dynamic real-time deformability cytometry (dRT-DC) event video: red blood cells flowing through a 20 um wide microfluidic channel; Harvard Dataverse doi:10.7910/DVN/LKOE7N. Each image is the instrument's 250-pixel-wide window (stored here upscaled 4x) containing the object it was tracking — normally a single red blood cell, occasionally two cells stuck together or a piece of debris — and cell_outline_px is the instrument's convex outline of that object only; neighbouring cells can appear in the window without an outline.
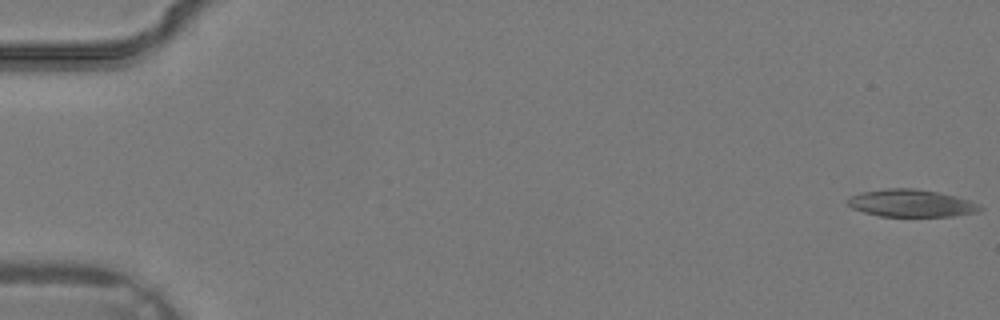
{"species": "common noctule bat (a hibernating species)", "species_latin": "Nyctalus noctula", "temperature_condition": "warm", "stored_images_in_passage": 26, "camera_frame_rate_fps": 3000, "um_per_image_px": 0.085, "animal": {"sex": "male", "body_mass_g": 19.2, "forearm_length_mm": 51.8}, "frame": {"image": 1, "passage_image": 1, "time_ms": 0.0, "image_size_px": [1000, 320], "cell_outline_px": [[984, 208], [980, 212], [952, 216], [880, 216], [864, 212], [852, 208], [848, 204], [848, 196], [860, 192], [888, 188], [912, 188], [936, 192], [956, 196], [980, 204]], "centroid_in_image_um": [77.47, 17.27], "position_along_channel_um": 7.5, "area_um2": 21.15}}
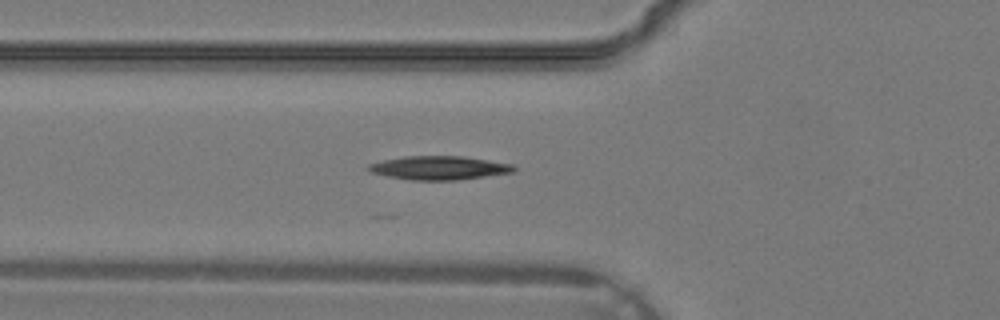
{"frame": {"image": 2, "passage_image": 14, "time_ms": 4.333, "image_size_px": [1000, 320], "cell_outline_px": [[516, 172], [456, 180], [412, 180], [388, 176], [372, 172], [364, 168], [368, 164], [384, 160], [404, 156], [464, 156], [512, 164], [516, 168]], "centroid_in_image_um": [37.33, 14.26], "position_along_channel_um": 88.5, "area_um2": 20.06}}
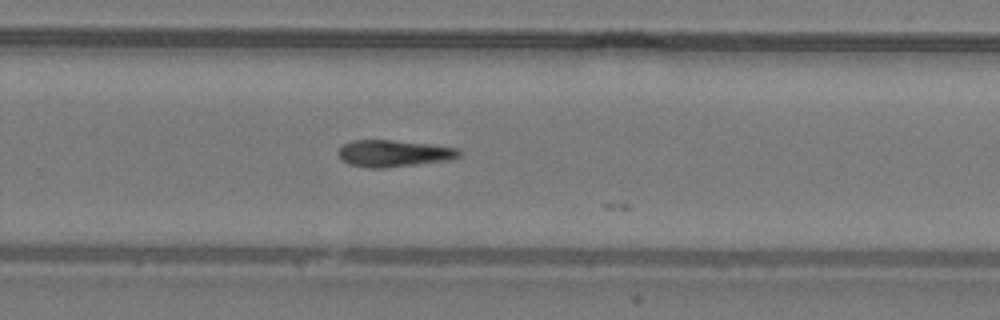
{"frame": {"image": 3, "passage_image": 25, "time_ms": 8.0, "image_size_px": [1000, 320], "cell_outline_px": [[460, 156], [452, 160], [380, 168], [368, 168], [348, 164], [336, 152], [344, 144], [352, 140], [392, 140], [428, 144], [460, 148]], "centroid_in_image_um": [33.48, 13.04], "position_along_channel_um": 296.3, "area_um2": 18.79}}